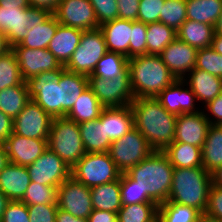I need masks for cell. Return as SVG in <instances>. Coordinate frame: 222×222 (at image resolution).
Listing matches in <instances>:
<instances>
[{
	"label": "cell",
	"mask_w": 222,
	"mask_h": 222,
	"mask_svg": "<svg viewBox=\"0 0 222 222\" xmlns=\"http://www.w3.org/2000/svg\"><path fill=\"white\" fill-rule=\"evenodd\" d=\"M53 15L59 24L83 31L100 27L89 0H60Z\"/></svg>",
	"instance_id": "obj_15"
},
{
	"label": "cell",
	"mask_w": 222,
	"mask_h": 222,
	"mask_svg": "<svg viewBox=\"0 0 222 222\" xmlns=\"http://www.w3.org/2000/svg\"><path fill=\"white\" fill-rule=\"evenodd\" d=\"M83 30L59 24L47 49L65 66L80 43Z\"/></svg>",
	"instance_id": "obj_25"
},
{
	"label": "cell",
	"mask_w": 222,
	"mask_h": 222,
	"mask_svg": "<svg viewBox=\"0 0 222 222\" xmlns=\"http://www.w3.org/2000/svg\"><path fill=\"white\" fill-rule=\"evenodd\" d=\"M10 200L6 197V195L0 190V222L3 217V213L6 209L7 204Z\"/></svg>",
	"instance_id": "obj_62"
},
{
	"label": "cell",
	"mask_w": 222,
	"mask_h": 222,
	"mask_svg": "<svg viewBox=\"0 0 222 222\" xmlns=\"http://www.w3.org/2000/svg\"><path fill=\"white\" fill-rule=\"evenodd\" d=\"M147 24L132 21V35L129 42V58L147 54Z\"/></svg>",
	"instance_id": "obj_45"
},
{
	"label": "cell",
	"mask_w": 222,
	"mask_h": 222,
	"mask_svg": "<svg viewBox=\"0 0 222 222\" xmlns=\"http://www.w3.org/2000/svg\"><path fill=\"white\" fill-rule=\"evenodd\" d=\"M32 182L58 187L71 176L69 167L56 153L49 148L27 167Z\"/></svg>",
	"instance_id": "obj_14"
},
{
	"label": "cell",
	"mask_w": 222,
	"mask_h": 222,
	"mask_svg": "<svg viewBox=\"0 0 222 222\" xmlns=\"http://www.w3.org/2000/svg\"><path fill=\"white\" fill-rule=\"evenodd\" d=\"M95 12L98 24L118 18L117 0H89Z\"/></svg>",
	"instance_id": "obj_47"
},
{
	"label": "cell",
	"mask_w": 222,
	"mask_h": 222,
	"mask_svg": "<svg viewBox=\"0 0 222 222\" xmlns=\"http://www.w3.org/2000/svg\"><path fill=\"white\" fill-rule=\"evenodd\" d=\"M27 83L0 90V111L14 119L29 101Z\"/></svg>",
	"instance_id": "obj_35"
},
{
	"label": "cell",
	"mask_w": 222,
	"mask_h": 222,
	"mask_svg": "<svg viewBox=\"0 0 222 222\" xmlns=\"http://www.w3.org/2000/svg\"><path fill=\"white\" fill-rule=\"evenodd\" d=\"M187 20L215 26L222 12V0H186Z\"/></svg>",
	"instance_id": "obj_33"
},
{
	"label": "cell",
	"mask_w": 222,
	"mask_h": 222,
	"mask_svg": "<svg viewBox=\"0 0 222 222\" xmlns=\"http://www.w3.org/2000/svg\"><path fill=\"white\" fill-rule=\"evenodd\" d=\"M128 69V58L120 53L107 52L97 63L93 73L104 79H113Z\"/></svg>",
	"instance_id": "obj_39"
},
{
	"label": "cell",
	"mask_w": 222,
	"mask_h": 222,
	"mask_svg": "<svg viewBox=\"0 0 222 222\" xmlns=\"http://www.w3.org/2000/svg\"><path fill=\"white\" fill-rule=\"evenodd\" d=\"M173 170L168 157L162 151H154L126 173L136 181L142 192H147V196L160 205L168 200Z\"/></svg>",
	"instance_id": "obj_2"
},
{
	"label": "cell",
	"mask_w": 222,
	"mask_h": 222,
	"mask_svg": "<svg viewBox=\"0 0 222 222\" xmlns=\"http://www.w3.org/2000/svg\"><path fill=\"white\" fill-rule=\"evenodd\" d=\"M162 152L174 168L203 167L200 147L183 142H172Z\"/></svg>",
	"instance_id": "obj_29"
},
{
	"label": "cell",
	"mask_w": 222,
	"mask_h": 222,
	"mask_svg": "<svg viewBox=\"0 0 222 222\" xmlns=\"http://www.w3.org/2000/svg\"><path fill=\"white\" fill-rule=\"evenodd\" d=\"M21 201L26 205L57 204V187L31 181Z\"/></svg>",
	"instance_id": "obj_42"
},
{
	"label": "cell",
	"mask_w": 222,
	"mask_h": 222,
	"mask_svg": "<svg viewBox=\"0 0 222 222\" xmlns=\"http://www.w3.org/2000/svg\"><path fill=\"white\" fill-rule=\"evenodd\" d=\"M187 20L186 0H165L160 22L177 31Z\"/></svg>",
	"instance_id": "obj_41"
},
{
	"label": "cell",
	"mask_w": 222,
	"mask_h": 222,
	"mask_svg": "<svg viewBox=\"0 0 222 222\" xmlns=\"http://www.w3.org/2000/svg\"><path fill=\"white\" fill-rule=\"evenodd\" d=\"M199 222H222V220L209 217V216L206 215V214H202V215L200 216Z\"/></svg>",
	"instance_id": "obj_64"
},
{
	"label": "cell",
	"mask_w": 222,
	"mask_h": 222,
	"mask_svg": "<svg viewBox=\"0 0 222 222\" xmlns=\"http://www.w3.org/2000/svg\"><path fill=\"white\" fill-rule=\"evenodd\" d=\"M212 176L203 167L174 168L167 202L186 205L205 214Z\"/></svg>",
	"instance_id": "obj_4"
},
{
	"label": "cell",
	"mask_w": 222,
	"mask_h": 222,
	"mask_svg": "<svg viewBox=\"0 0 222 222\" xmlns=\"http://www.w3.org/2000/svg\"><path fill=\"white\" fill-rule=\"evenodd\" d=\"M165 0H140L137 21L150 24L160 21Z\"/></svg>",
	"instance_id": "obj_46"
},
{
	"label": "cell",
	"mask_w": 222,
	"mask_h": 222,
	"mask_svg": "<svg viewBox=\"0 0 222 222\" xmlns=\"http://www.w3.org/2000/svg\"><path fill=\"white\" fill-rule=\"evenodd\" d=\"M2 7L26 8L29 7L28 0H0Z\"/></svg>",
	"instance_id": "obj_57"
},
{
	"label": "cell",
	"mask_w": 222,
	"mask_h": 222,
	"mask_svg": "<svg viewBox=\"0 0 222 222\" xmlns=\"http://www.w3.org/2000/svg\"><path fill=\"white\" fill-rule=\"evenodd\" d=\"M205 107L207 108L208 112L215 117L214 120L210 115L204 113L209 123L212 125H222V93L215 97L212 101L208 102Z\"/></svg>",
	"instance_id": "obj_52"
},
{
	"label": "cell",
	"mask_w": 222,
	"mask_h": 222,
	"mask_svg": "<svg viewBox=\"0 0 222 222\" xmlns=\"http://www.w3.org/2000/svg\"><path fill=\"white\" fill-rule=\"evenodd\" d=\"M121 173L108 152L86 153L71 170V176L89 188L118 180Z\"/></svg>",
	"instance_id": "obj_7"
},
{
	"label": "cell",
	"mask_w": 222,
	"mask_h": 222,
	"mask_svg": "<svg viewBox=\"0 0 222 222\" xmlns=\"http://www.w3.org/2000/svg\"><path fill=\"white\" fill-rule=\"evenodd\" d=\"M99 120L105 123L106 137L111 142L120 139L134 128V115L131 105L104 107Z\"/></svg>",
	"instance_id": "obj_21"
},
{
	"label": "cell",
	"mask_w": 222,
	"mask_h": 222,
	"mask_svg": "<svg viewBox=\"0 0 222 222\" xmlns=\"http://www.w3.org/2000/svg\"><path fill=\"white\" fill-rule=\"evenodd\" d=\"M215 34L222 36V12L218 17V20L214 26Z\"/></svg>",
	"instance_id": "obj_63"
},
{
	"label": "cell",
	"mask_w": 222,
	"mask_h": 222,
	"mask_svg": "<svg viewBox=\"0 0 222 222\" xmlns=\"http://www.w3.org/2000/svg\"><path fill=\"white\" fill-rule=\"evenodd\" d=\"M184 85L185 80H175L156 96L168 112L177 116L185 113L199 112V110H195L194 101L197 100L195 94L190 87L189 90L184 89Z\"/></svg>",
	"instance_id": "obj_20"
},
{
	"label": "cell",
	"mask_w": 222,
	"mask_h": 222,
	"mask_svg": "<svg viewBox=\"0 0 222 222\" xmlns=\"http://www.w3.org/2000/svg\"><path fill=\"white\" fill-rule=\"evenodd\" d=\"M89 87L104 107L131 105L135 99L131 87L130 73L127 69L113 79L88 76Z\"/></svg>",
	"instance_id": "obj_11"
},
{
	"label": "cell",
	"mask_w": 222,
	"mask_h": 222,
	"mask_svg": "<svg viewBox=\"0 0 222 222\" xmlns=\"http://www.w3.org/2000/svg\"><path fill=\"white\" fill-rule=\"evenodd\" d=\"M12 48L10 47L7 37L4 32L0 31V56L8 53Z\"/></svg>",
	"instance_id": "obj_58"
},
{
	"label": "cell",
	"mask_w": 222,
	"mask_h": 222,
	"mask_svg": "<svg viewBox=\"0 0 222 222\" xmlns=\"http://www.w3.org/2000/svg\"><path fill=\"white\" fill-rule=\"evenodd\" d=\"M156 203H137L122 206L117 212L118 222H152L158 217Z\"/></svg>",
	"instance_id": "obj_38"
},
{
	"label": "cell",
	"mask_w": 222,
	"mask_h": 222,
	"mask_svg": "<svg viewBox=\"0 0 222 222\" xmlns=\"http://www.w3.org/2000/svg\"><path fill=\"white\" fill-rule=\"evenodd\" d=\"M51 122L52 117L30 99L13 119V133L26 138L48 139Z\"/></svg>",
	"instance_id": "obj_13"
},
{
	"label": "cell",
	"mask_w": 222,
	"mask_h": 222,
	"mask_svg": "<svg viewBox=\"0 0 222 222\" xmlns=\"http://www.w3.org/2000/svg\"><path fill=\"white\" fill-rule=\"evenodd\" d=\"M131 87L135 98L156 97L177 80L160 55H140L128 59Z\"/></svg>",
	"instance_id": "obj_3"
},
{
	"label": "cell",
	"mask_w": 222,
	"mask_h": 222,
	"mask_svg": "<svg viewBox=\"0 0 222 222\" xmlns=\"http://www.w3.org/2000/svg\"><path fill=\"white\" fill-rule=\"evenodd\" d=\"M120 192L122 206L137 203H155L147 196V192H142L136 185V181L126 172L121 173L120 176Z\"/></svg>",
	"instance_id": "obj_43"
},
{
	"label": "cell",
	"mask_w": 222,
	"mask_h": 222,
	"mask_svg": "<svg viewBox=\"0 0 222 222\" xmlns=\"http://www.w3.org/2000/svg\"><path fill=\"white\" fill-rule=\"evenodd\" d=\"M202 213L190 206L164 202L158 207L161 222H199Z\"/></svg>",
	"instance_id": "obj_37"
},
{
	"label": "cell",
	"mask_w": 222,
	"mask_h": 222,
	"mask_svg": "<svg viewBox=\"0 0 222 222\" xmlns=\"http://www.w3.org/2000/svg\"><path fill=\"white\" fill-rule=\"evenodd\" d=\"M140 0H117L118 18L137 21Z\"/></svg>",
	"instance_id": "obj_51"
},
{
	"label": "cell",
	"mask_w": 222,
	"mask_h": 222,
	"mask_svg": "<svg viewBox=\"0 0 222 222\" xmlns=\"http://www.w3.org/2000/svg\"><path fill=\"white\" fill-rule=\"evenodd\" d=\"M51 14L44 8L0 6V31L4 32L12 48L22 42L28 29L42 24Z\"/></svg>",
	"instance_id": "obj_6"
},
{
	"label": "cell",
	"mask_w": 222,
	"mask_h": 222,
	"mask_svg": "<svg viewBox=\"0 0 222 222\" xmlns=\"http://www.w3.org/2000/svg\"><path fill=\"white\" fill-rule=\"evenodd\" d=\"M57 207L77 218H86L93 211L91 190L70 176L57 187Z\"/></svg>",
	"instance_id": "obj_12"
},
{
	"label": "cell",
	"mask_w": 222,
	"mask_h": 222,
	"mask_svg": "<svg viewBox=\"0 0 222 222\" xmlns=\"http://www.w3.org/2000/svg\"><path fill=\"white\" fill-rule=\"evenodd\" d=\"M3 143L9 162L25 167L48 149V139L26 138L13 132Z\"/></svg>",
	"instance_id": "obj_17"
},
{
	"label": "cell",
	"mask_w": 222,
	"mask_h": 222,
	"mask_svg": "<svg viewBox=\"0 0 222 222\" xmlns=\"http://www.w3.org/2000/svg\"><path fill=\"white\" fill-rule=\"evenodd\" d=\"M195 68L222 78V55L211 47L198 49Z\"/></svg>",
	"instance_id": "obj_44"
},
{
	"label": "cell",
	"mask_w": 222,
	"mask_h": 222,
	"mask_svg": "<svg viewBox=\"0 0 222 222\" xmlns=\"http://www.w3.org/2000/svg\"><path fill=\"white\" fill-rule=\"evenodd\" d=\"M60 87V117H66L79 96L89 86L88 76L64 70L58 79Z\"/></svg>",
	"instance_id": "obj_24"
},
{
	"label": "cell",
	"mask_w": 222,
	"mask_h": 222,
	"mask_svg": "<svg viewBox=\"0 0 222 222\" xmlns=\"http://www.w3.org/2000/svg\"><path fill=\"white\" fill-rule=\"evenodd\" d=\"M107 52L104 35L99 28L83 31L79 45L64 68L70 72L89 76Z\"/></svg>",
	"instance_id": "obj_8"
},
{
	"label": "cell",
	"mask_w": 222,
	"mask_h": 222,
	"mask_svg": "<svg viewBox=\"0 0 222 222\" xmlns=\"http://www.w3.org/2000/svg\"><path fill=\"white\" fill-rule=\"evenodd\" d=\"M24 82L15 53L10 50L5 55L0 56V90Z\"/></svg>",
	"instance_id": "obj_40"
},
{
	"label": "cell",
	"mask_w": 222,
	"mask_h": 222,
	"mask_svg": "<svg viewBox=\"0 0 222 222\" xmlns=\"http://www.w3.org/2000/svg\"><path fill=\"white\" fill-rule=\"evenodd\" d=\"M93 210H102L117 213L122 207L120 178L90 188Z\"/></svg>",
	"instance_id": "obj_31"
},
{
	"label": "cell",
	"mask_w": 222,
	"mask_h": 222,
	"mask_svg": "<svg viewBox=\"0 0 222 222\" xmlns=\"http://www.w3.org/2000/svg\"><path fill=\"white\" fill-rule=\"evenodd\" d=\"M13 132V119L0 111V142H4Z\"/></svg>",
	"instance_id": "obj_53"
},
{
	"label": "cell",
	"mask_w": 222,
	"mask_h": 222,
	"mask_svg": "<svg viewBox=\"0 0 222 222\" xmlns=\"http://www.w3.org/2000/svg\"><path fill=\"white\" fill-rule=\"evenodd\" d=\"M88 222H118L117 213L93 210L88 217Z\"/></svg>",
	"instance_id": "obj_54"
},
{
	"label": "cell",
	"mask_w": 222,
	"mask_h": 222,
	"mask_svg": "<svg viewBox=\"0 0 222 222\" xmlns=\"http://www.w3.org/2000/svg\"><path fill=\"white\" fill-rule=\"evenodd\" d=\"M30 182L25 166L9 162L0 172V190L10 201H21Z\"/></svg>",
	"instance_id": "obj_23"
},
{
	"label": "cell",
	"mask_w": 222,
	"mask_h": 222,
	"mask_svg": "<svg viewBox=\"0 0 222 222\" xmlns=\"http://www.w3.org/2000/svg\"><path fill=\"white\" fill-rule=\"evenodd\" d=\"M197 49L176 38L160 54L164 64L177 80L187 81V72L195 68ZM186 75V77H185Z\"/></svg>",
	"instance_id": "obj_18"
},
{
	"label": "cell",
	"mask_w": 222,
	"mask_h": 222,
	"mask_svg": "<svg viewBox=\"0 0 222 222\" xmlns=\"http://www.w3.org/2000/svg\"><path fill=\"white\" fill-rule=\"evenodd\" d=\"M108 52L120 53L129 59L132 20L114 19L100 25Z\"/></svg>",
	"instance_id": "obj_22"
},
{
	"label": "cell",
	"mask_w": 222,
	"mask_h": 222,
	"mask_svg": "<svg viewBox=\"0 0 222 222\" xmlns=\"http://www.w3.org/2000/svg\"><path fill=\"white\" fill-rule=\"evenodd\" d=\"M1 222H30L27 205L22 201H10Z\"/></svg>",
	"instance_id": "obj_49"
},
{
	"label": "cell",
	"mask_w": 222,
	"mask_h": 222,
	"mask_svg": "<svg viewBox=\"0 0 222 222\" xmlns=\"http://www.w3.org/2000/svg\"><path fill=\"white\" fill-rule=\"evenodd\" d=\"M176 33L179 40L198 50L211 47L215 30L212 25L186 20Z\"/></svg>",
	"instance_id": "obj_27"
},
{
	"label": "cell",
	"mask_w": 222,
	"mask_h": 222,
	"mask_svg": "<svg viewBox=\"0 0 222 222\" xmlns=\"http://www.w3.org/2000/svg\"><path fill=\"white\" fill-rule=\"evenodd\" d=\"M147 54L160 55L177 38L176 31L160 21L147 24Z\"/></svg>",
	"instance_id": "obj_36"
},
{
	"label": "cell",
	"mask_w": 222,
	"mask_h": 222,
	"mask_svg": "<svg viewBox=\"0 0 222 222\" xmlns=\"http://www.w3.org/2000/svg\"><path fill=\"white\" fill-rule=\"evenodd\" d=\"M104 106L88 86L79 96L66 117L77 124L99 119Z\"/></svg>",
	"instance_id": "obj_32"
},
{
	"label": "cell",
	"mask_w": 222,
	"mask_h": 222,
	"mask_svg": "<svg viewBox=\"0 0 222 222\" xmlns=\"http://www.w3.org/2000/svg\"><path fill=\"white\" fill-rule=\"evenodd\" d=\"M134 127L155 151L174 141L177 115L168 112L156 97H138L131 103Z\"/></svg>",
	"instance_id": "obj_1"
},
{
	"label": "cell",
	"mask_w": 222,
	"mask_h": 222,
	"mask_svg": "<svg viewBox=\"0 0 222 222\" xmlns=\"http://www.w3.org/2000/svg\"><path fill=\"white\" fill-rule=\"evenodd\" d=\"M209 121L204 115V110L196 113H185L177 116L175 125V135L173 142H183L202 148Z\"/></svg>",
	"instance_id": "obj_19"
},
{
	"label": "cell",
	"mask_w": 222,
	"mask_h": 222,
	"mask_svg": "<svg viewBox=\"0 0 222 222\" xmlns=\"http://www.w3.org/2000/svg\"><path fill=\"white\" fill-rule=\"evenodd\" d=\"M9 163L4 143L0 142V172Z\"/></svg>",
	"instance_id": "obj_59"
},
{
	"label": "cell",
	"mask_w": 222,
	"mask_h": 222,
	"mask_svg": "<svg viewBox=\"0 0 222 222\" xmlns=\"http://www.w3.org/2000/svg\"><path fill=\"white\" fill-rule=\"evenodd\" d=\"M211 48L222 55V36L214 34Z\"/></svg>",
	"instance_id": "obj_61"
},
{
	"label": "cell",
	"mask_w": 222,
	"mask_h": 222,
	"mask_svg": "<svg viewBox=\"0 0 222 222\" xmlns=\"http://www.w3.org/2000/svg\"><path fill=\"white\" fill-rule=\"evenodd\" d=\"M65 68L42 72L26 81L29 99L34 100L52 118L60 117L58 79Z\"/></svg>",
	"instance_id": "obj_10"
},
{
	"label": "cell",
	"mask_w": 222,
	"mask_h": 222,
	"mask_svg": "<svg viewBox=\"0 0 222 222\" xmlns=\"http://www.w3.org/2000/svg\"><path fill=\"white\" fill-rule=\"evenodd\" d=\"M205 214L209 217L222 220V188L212 184Z\"/></svg>",
	"instance_id": "obj_50"
},
{
	"label": "cell",
	"mask_w": 222,
	"mask_h": 222,
	"mask_svg": "<svg viewBox=\"0 0 222 222\" xmlns=\"http://www.w3.org/2000/svg\"><path fill=\"white\" fill-rule=\"evenodd\" d=\"M48 148L72 168L86 154L79 124L67 117L52 118Z\"/></svg>",
	"instance_id": "obj_5"
},
{
	"label": "cell",
	"mask_w": 222,
	"mask_h": 222,
	"mask_svg": "<svg viewBox=\"0 0 222 222\" xmlns=\"http://www.w3.org/2000/svg\"><path fill=\"white\" fill-rule=\"evenodd\" d=\"M79 128L86 153L109 151L112 142L106 137L105 123L96 119L80 123Z\"/></svg>",
	"instance_id": "obj_30"
},
{
	"label": "cell",
	"mask_w": 222,
	"mask_h": 222,
	"mask_svg": "<svg viewBox=\"0 0 222 222\" xmlns=\"http://www.w3.org/2000/svg\"><path fill=\"white\" fill-rule=\"evenodd\" d=\"M56 222H88L86 218H77L60 208L57 209Z\"/></svg>",
	"instance_id": "obj_56"
},
{
	"label": "cell",
	"mask_w": 222,
	"mask_h": 222,
	"mask_svg": "<svg viewBox=\"0 0 222 222\" xmlns=\"http://www.w3.org/2000/svg\"><path fill=\"white\" fill-rule=\"evenodd\" d=\"M188 83L198 101L206 105L222 93V78L216 77L204 70L194 68L189 72Z\"/></svg>",
	"instance_id": "obj_26"
},
{
	"label": "cell",
	"mask_w": 222,
	"mask_h": 222,
	"mask_svg": "<svg viewBox=\"0 0 222 222\" xmlns=\"http://www.w3.org/2000/svg\"><path fill=\"white\" fill-rule=\"evenodd\" d=\"M155 150L135 127L113 141L108 151L116 167L123 173L148 158Z\"/></svg>",
	"instance_id": "obj_9"
},
{
	"label": "cell",
	"mask_w": 222,
	"mask_h": 222,
	"mask_svg": "<svg viewBox=\"0 0 222 222\" xmlns=\"http://www.w3.org/2000/svg\"><path fill=\"white\" fill-rule=\"evenodd\" d=\"M152 222H161L160 221V219H159V217H157L154 221H152Z\"/></svg>",
	"instance_id": "obj_65"
},
{
	"label": "cell",
	"mask_w": 222,
	"mask_h": 222,
	"mask_svg": "<svg viewBox=\"0 0 222 222\" xmlns=\"http://www.w3.org/2000/svg\"><path fill=\"white\" fill-rule=\"evenodd\" d=\"M60 0H28L30 7L44 8L53 13Z\"/></svg>",
	"instance_id": "obj_55"
},
{
	"label": "cell",
	"mask_w": 222,
	"mask_h": 222,
	"mask_svg": "<svg viewBox=\"0 0 222 222\" xmlns=\"http://www.w3.org/2000/svg\"><path fill=\"white\" fill-rule=\"evenodd\" d=\"M12 51L16 55L19 69L25 82L42 72L64 68L47 48L12 47Z\"/></svg>",
	"instance_id": "obj_16"
},
{
	"label": "cell",
	"mask_w": 222,
	"mask_h": 222,
	"mask_svg": "<svg viewBox=\"0 0 222 222\" xmlns=\"http://www.w3.org/2000/svg\"><path fill=\"white\" fill-rule=\"evenodd\" d=\"M58 20L53 13L40 25L28 29L22 42L14 47H28L31 49H46L56 33Z\"/></svg>",
	"instance_id": "obj_34"
},
{
	"label": "cell",
	"mask_w": 222,
	"mask_h": 222,
	"mask_svg": "<svg viewBox=\"0 0 222 222\" xmlns=\"http://www.w3.org/2000/svg\"><path fill=\"white\" fill-rule=\"evenodd\" d=\"M211 176L212 184L214 186L222 188V166L219 167L216 171H214Z\"/></svg>",
	"instance_id": "obj_60"
},
{
	"label": "cell",
	"mask_w": 222,
	"mask_h": 222,
	"mask_svg": "<svg viewBox=\"0 0 222 222\" xmlns=\"http://www.w3.org/2000/svg\"><path fill=\"white\" fill-rule=\"evenodd\" d=\"M30 222H56L57 204L27 205Z\"/></svg>",
	"instance_id": "obj_48"
},
{
	"label": "cell",
	"mask_w": 222,
	"mask_h": 222,
	"mask_svg": "<svg viewBox=\"0 0 222 222\" xmlns=\"http://www.w3.org/2000/svg\"><path fill=\"white\" fill-rule=\"evenodd\" d=\"M201 152L203 168L208 173L222 166V125H209Z\"/></svg>",
	"instance_id": "obj_28"
}]
</instances>
